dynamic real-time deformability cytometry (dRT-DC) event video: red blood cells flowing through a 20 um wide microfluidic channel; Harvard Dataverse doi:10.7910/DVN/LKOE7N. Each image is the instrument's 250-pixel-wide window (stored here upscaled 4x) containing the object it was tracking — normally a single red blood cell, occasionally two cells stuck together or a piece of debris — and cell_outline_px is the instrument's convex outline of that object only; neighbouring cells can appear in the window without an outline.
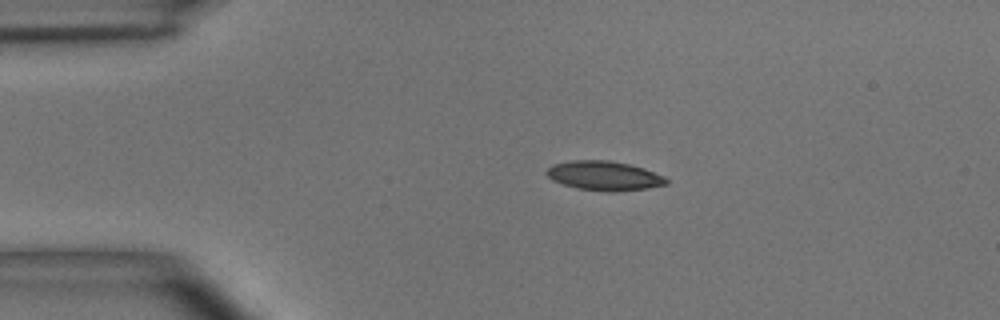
{"species": "common noctule bat (a hibernating species)", "species_latin": "Nyctalus noctula", "temperature_condition": "room temperature", "stored_images_in_passage": 4, "camera_frame_rate_fps": 3000, "um_per_image_px": 0.085, "animal": {"sex": "male", "body_mass_g": 15.6}, "frame": {"image": 1, "passage_image": 3, "time_ms": 2.333, "image_size_px": [1000, 320], "cell_outline_px": [[668, 184], [648, 188], [616, 192], [608, 192], [576, 188], [552, 180], [544, 172], [552, 164], [572, 160], [608, 160], [628, 164], [644, 168], [664, 176], [668, 180]], "centroid_in_image_um": [51.35, 14.94], "position_along_channel_um": 33.6, "area_um2": 20.58}}